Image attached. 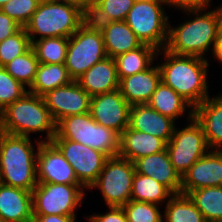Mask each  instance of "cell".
<instances>
[{"instance_id":"obj_1","label":"cell","mask_w":222,"mask_h":222,"mask_svg":"<svg viewBox=\"0 0 222 222\" xmlns=\"http://www.w3.org/2000/svg\"><path fill=\"white\" fill-rule=\"evenodd\" d=\"M163 55L164 62L158 64L161 81L175 90L193 107L201 104L209 94L208 59L197 56L176 55L165 50H158L157 56Z\"/></svg>"},{"instance_id":"obj_2","label":"cell","mask_w":222,"mask_h":222,"mask_svg":"<svg viewBox=\"0 0 222 222\" xmlns=\"http://www.w3.org/2000/svg\"><path fill=\"white\" fill-rule=\"evenodd\" d=\"M210 6L212 5L199 10L182 11L187 18L193 17L185 19V22L179 23L175 28L169 21L164 49L176 55L207 59V53L212 52L218 34L216 7L210 10Z\"/></svg>"},{"instance_id":"obj_3","label":"cell","mask_w":222,"mask_h":222,"mask_svg":"<svg viewBox=\"0 0 222 222\" xmlns=\"http://www.w3.org/2000/svg\"><path fill=\"white\" fill-rule=\"evenodd\" d=\"M31 139L0 131V183L31 192L37 186V153L42 140L35 137L34 145Z\"/></svg>"},{"instance_id":"obj_4","label":"cell","mask_w":222,"mask_h":222,"mask_svg":"<svg viewBox=\"0 0 222 222\" xmlns=\"http://www.w3.org/2000/svg\"><path fill=\"white\" fill-rule=\"evenodd\" d=\"M0 131L24 137L46 132L45 138L40 135L42 142H51L56 134V122L42 96L26 92L0 111Z\"/></svg>"},{"instance_id":"obj_5","label":"cell","mask_w":222,"mask_h":222,"mask_svg":"<svg viewBox=\"0 0 222 222\" xmlns=\"http://www.w3.org/2000/svg\"><path fill=\"white\" fill-rule=\"evenodd\" d=\"M87 19L88 14L75 4L42 0L24 28L31 43L49 37L69 38Z\"/></svg>"},{"instance_id":"obj_6","label":"cell","mask_w":222,"mask_h":222,"mask_svg":"<svg viewBox=\"0 0 222 222\" xmlns=\"http://www.w3.org/2000/svg\"><path fill=\"white\" fill-rule=\"evenodd\" d=\"M53 138L69 139L104 153L107 157L119 155L120 134L99 125L90 112L70 115L56 124Z\"/></svg>"},{"instance_id":"obj_7","label":"cell","mask_w":222,"mask_h":222,"mask_svg":"<svg viewBox=\"0 0 222 222\" xmlns=\"http://www.w3.org/2000/svg\"><path fill=\"white\" fill-rule=\"evenodd\" d=\"M166 12L159 0H135L124 21L143 44L162 50L168 38L170 17Z\"/></svg>"},{"instance_id":"obj_8","label":"cell","mask_w":222,"mask_h":222,"mask_svg":"<svg viewBox=\"0 0 222 222\" xmlns=\"http://www.w3.org/2000/svg\"><path fill=\"white\" fill-rule=\"evenodd\" d=\"M68 41L64 64L73 81L78 80L95 63L107 57L102 32L88 19L68 38Z\"/></svg>"},{"instance_id":"obj_9","label":"cell","mask_w":222,"mask_h":222,"mask_svg":"<svg viewBox=\"0 0 222 222\" xmlns=\"http://www.w3.org/2000/svg\"><path fill=\"white\" fill-rule=\"evenodd\" d=\"M86 189L81 184L38 183L32 190L33 216H77Z\"/></svg>"},{"instance_id":"obj_10","label":"cell","mask_w":222,"mask_h":222,"mask_svg":"<svg viewBox=\"0 0 222 222\" xmlns=\"http://www.w3.org/2000/svg\"><path fill=\"white\" fill-rule=\"evenodd\" d=\"M134 162L121 156L108 157L97 180L88 190L99 189L107 207H123L131 200Z\"/></svg>"},{"instance_id":"obj_11","label":"cell","mask_w":222,"mask_h":222,"mask_svg":"<svg viewBox=\"0 0 222 222\" xmlns=\"http://www.w3.org/2000/svg\"><path fill=\"white\" fill-rule=\"evenodd\" d=\"M187 121L184 128H175L166 146L170 161L181 177L198 159L211 150L201 125L194 117Z\"/></svg>"},{"instance_id":"obj_12","label":"cell","mask_w":222,"mask_h":222,"mask_svg":"<svg viewBox=\"0 0 222 222\" xmlns=\"http://www.w3.org/2000/svg\"><path fill=\"white\" fill-rule=\"evenodd\" d=\"M70 163L78 182L87 190L97 180L107 156L84 144L63 138H53L51 141Z\"/></svg>"},{"instance_id":"obj_13","label":"cell","mask_w":222,"mask_h":222,"mask_svg":"<svg viewBox=\"0 0 222 222\" xmlns=\"http://www.w3.org/2000/svg\"><path fill=\"white\" fill-rule=\"evenodd\" d=\"M42 98L56 124L67 116L90 112L91 96L77 81L48 91Z\"/></svg>"},{"instance_id":"obj_14","label":"cell","mask_w":222,"mask_h":222,"mask_svg":"<svg viewBox=\"0 0 222 222\" xmlns=\"http://www.w3.org/2000/svg\"><path fill=\"white\" fill-rule=\"evenodd\" d=\"M131 105L117 89L91 97L90 114L99 124L121 134L129 124Z\"/></svg>"},{"instance_id":"obj_15","label":"cell","mask_w":222,"mask_h":222,"mask_svg":"<svg viewBox=\"0 0 222 222\" xmlns=\"http://www.w3.org/2000/svg\"><path fill=\"white\" fill-rule=\"evenodd\" d=\"M38 183L80 184L74 169L52 142H41L37 153Z\"/></svg>"},{"instance_id":"obj_16","label":"cell","mask_w":222,"mask_h":222,"mask_svg":"<svg viewBox=\"0 0 222 222\" xmlns=\"http://www.w3.org/2000/svg\"><path fill=\"white\" fill-rule=\"evenodd\" d=\"M222 186V150H210L181 177V193L204 187Z\"/></svg>"},{"instance_id":"obj_17","label":"cell","mask_w":222,"mask_h":222,"mask_svg":"<svg viewBox=\"0 0 222 222\" xmlns=\"http://www.w3.org/2000/svg\"><path fill=\"white\" fill-rule=\"evenodd\" d=\"M175 123L173 119L158 113L148 104L130 107L128 127L163 139L166 143L174 134Z\"/></svg>"},{"instance_id":"obj_18","label":"cell","mask_w":222,"mask_h":222,"mask_svg":"<svg viewBox=\"0 0 222 222\" xmlns=\"http://www.w3.org/2000/svg\"><path fill=\"white\" fill-rule=\"evenodd\" d=\"M134 166L137 173L152 177L173 194L181 193V176L174 169L167 150L138 158Z\"/></svg>"},{"instance_id":"obj_19","label":"cell","mask_w":222,"mask_h":222,"mask_svg":"<svg viewBox=\"0 0 222 222\" xmlns=\"http://www.w3.org/2000/svg\"><path fill=\"white\" fill-rule=\"evenodd\" d=\"M161 82L158 64L148 69L119 80V90L125 100L131 105L147 104L155 89Z\"/></svg>"},{"instance_id":"obj_20","label":"cell","mask_w":222,"mask_h":222,"mask_svg":"<svg viewBox=\"0 0 222 222\" xmlns=\"http://www.w3.org/2000/svg\"><path fill=\"white\" fill-rule=\"evenodd\" d=\"M193 117L203 128L211 150H222V93L194 107Z\"/></svg>"},{"instance_id":"obj_21","label":"cell","mask_w":222,"mask_h":222,"mask_svg":"<svg viewBox=\"0 0 222 222\" xmlns=\"http://www.w3.org/2000/svg\"><path fill=\"white\" fill-rule=\"evenodd\" d=\"M0 217L5 222H33L31 191L0 183Z\"/></svg>"},{"instance_id":"obj_22","label":"cell","mask_w":222,"mask_h":222,"mask_svg":"<svg viewBox=\"0 0 222 222\" xmlns=\"http://www.w3.org/2000/svg\"><path fill=\"white\" fill-rule=\"evenodd\" d=\"M76 81L91 97L119 89L115 59L106 57L95 63Z\"/></svg>"},{"instance_id":"obj_23","label":"cell","mask_w":222,"mask_h":222,"mask_svg":"<svg viewBox=\"0 0 222 222\" xmlns=\"http://www.w3.org/2000/svg\"><path fill=\"white\" fill-rule=\"evenodd\" d=\"M92 24L97 25L102 32L107 57L114 59L143 44L124 20Z\"/></svg>"},{"instance_id":"obj_24","label":"cell","mask_w":222,"mask_h":222,"mask_svg":"<svg viewBox=\"0 0 222 222\" xmlns=\"http://www.w3.org/2000/svg\"><path fill=\"white\" fill-rule=\"evenodd\" d=\"M167 143L151 134L127 127L119 139V156L134 162L143 156L166 150Z\"/></svg>"},{"instance_id":"obj_25","label":"cell","mask_w":222,"mask_h":222,"mask_svg":"<svg viewBox=\"0 0 222 222\" xmlns=\"http://www.w3.org/2000/svg\"><path fill=\"white\" fill-rule=\"evenodd\" d=\"M147 104L158 113L170 117L174 121H178V118L182 116L184 117L186 113H188V120L193 118L194 107L175 90L165 85L162 81L151 95V98Z\"/></svg>"},{"instance_id":"obj_26","label":"cell","mask_w":222,"mask_h":222,"mask_svg":"<svg viewBox=\"0 0 222 222\" xmlns=\"http://www.w3.org/2000/svg\"><path fill=\"white\" fill-rule=\"evenodd\" d=\"M157 53L155 47L142 44L137 49L115 57L119 80L148 69L156 61Z\"/></svg>"},{"instance_id":"obj_27","label":"cell","mask_w":222,"mask_h":222,"mask_svg":"<svg viewBox=\"0 0 222 222\" xmlns=\"http://www.w3.org/2000/svg\"><path fill=\"white\" fill-rule=\"evenodd\" d=\"M173 195L166 186L152 177L135 172L132 180L131 200L153 203L161 207Z\"/></svg>"},{"instance_id":"obj_28","label":"cell","mask_w":222,"mask_h":222,"mask_svg":"<svg viewBox=\"0 0 222 222\" xmlns=\"http://www.w3.org/2000/svg\"><path fill=\"white\" fill-rule=\"evenodd\" d=\"M73 81L65 64L39 63L35 79L28 92L42 96L48 91L64 86Z\"/></svg>"},{"instance_id":"obj_29","label":"cell","mask_w":222,"mask_h":222,"mask_svg":"<svg viewBox=\"0 0 222 222\" xmlns=\"http://www.w3.org/2000/svg\"><path fill=\"white\" fill-rule=\"evenodd\" d=\"M188 196L203 214L206 222H222V186L193 190Z\"/></svg>"},{"instance_id":"obj_30","label":"cell","mask_w":222,"mask_h":222,"mask_svg":"<svg viewBox=\"0 0 222 222\" xmlns=\"http://www.w3.org/2000/svg\"><path fill=\"white\" fill-rule=\"evenodd\" d=\"M164 207L163 222H206L203 214L186 194H174Z\"/></svg>"},{"instance_id":"obj_31","label":"cell","mask_w":222,"mask_h":222,"mask_svg":"<svg viewBox=\"0 0 222 222\" xmlns=\"http://www.w3.org/2000/svg\"><path fill=\"white\" fill-rule=\"evenodd\" d=\"M135 0H94L88 13L91 23L123 21L133 6Z\"/></svg>"},{"instance_id":"obj_32","label":"cell","mask_w":222,"mask_h":222,"mask_svg":"<svg viewBox=\"0 0 222 222\" xmlns=\"http://www.w3.org/2000/svg\"><path fill=\"white\" fill-rule=\"evenodd\" d=\"M68 44V38L49 37L33 41L32 48L39 63L64 64L67 55Z\"/></svg>"},{"instance_id":"obj_33","label":"cell","mask_w":222,"mask_h":222,"mask_svg":"<svg viewBox=\"0 0 222 222\" xmlns=\"http://www.w3.org/2000/svg\"><path fill=\"white\" fill-rule=\"evenodd\" d=\"M39 61L31 47L26 53L17 56L3 68L18 82L29 89L35 79Z\"/></svg>"},{"instance_id":"obj_34","label":"cell","mask_w":222,"mask_h":222,"mask_svg":"<svg viewBox=\"0 0 222 222\" xmlns=\"http://www.w3.org/2000/svg\"><path fill=\"white\" fill-rule=\"evenodd\" d=\"M31 47L30 38L22 27L17 33L0 42V67L26 53Z\"/></svg>"},{"instance_id":"obj_35","label":"cell","mask_w":222,"mask_h":222,"mask_svg":"<svg viewBox=\"0 0 222 222\" xmlns=\"http://www.w3.org/2000/svg\"><path fill=\"white\" fill-rule=\"evenodd\" d=\"M128 222H163L159 205L130 200L122 207Z\"/></svg>"},{"instance_id":"obj_36","label":"cell","mask_w":222,"mask_h":222,"mask_svg":"<svg viewBox=\"0 0 222 222\" xmlns=\"http://www.w3.org/2000/svg\"><path fill=\"white\" fill-rule=\"evenodd\" d=\"M28 89L0 67V111L21 98Z\"/></svg>"},{"instance_id":"obj_37","label":"cell","mask_w":222,"mask_h":222,"mask_svg":"<svg viewBox=\"0 0 222 222\" xmlns=\"http://www.w3.org/2000/svg\"><path fill=\"white\" fill-rule=\"evenodd\" d=\"M41 1L42 0H10L3 5L0 10L22 27H25Z\"/></svg>"},{"instance_id":"obj_38","label":"cell","mask_w":222,"mask_h":222,"mask_svg":"<svg viewBox=\"0 0 222 222\" xmlns=\"http://www.w3.org/2000/svg\"><path fill=\"white\" fill-rule=\"evenodd\" d=\"M109 211L105 214L93 213V215H86L89 222H128L126 213L122 207H108Z\"/></svg>"},{"instance_id":"obj_39","label":"cell","mask_w":222,"mask_h":222,"mask_svg":"<svg viewBox=\"0 0 222 222\" xmlns=\"http://www.w3.org/2000/svg\"><path fill=\"white\" fill-rule=\"evenodd\" d=\"M162 4H164L168 8L172 7L177 8L178 10H199L203 9L210 4H212V0H159Z\"/></svg>"},{"instance_id":"obj_40","label":"cell","mask_w":222,"mask_h":222,"mask_svg":"<svg viewBox=\"0 0 222 222\" xmlns=\"http://www.w3.org/2000/svg\"><path fill=\"white\" fill-rule=\"evenodd\" d=\"M22 26L0 10V42L17 33Z\"/></svg>"},{"instance_id":"obj_41","label":"cell","mask_w":222,"mask_h":222,"mask_svg":"<svg viewBox=\"0 0 222 222\" xmlns=\"http://www.w3.org/2000/svg\"><path fill=\"white\" fill-rule=\"evenodd\" d=\"M33 222H76V216L46 215L33 216Z\"/></svg>"},{"instance_id":"obj_42","label":"cell","mask_w":222,"mask_h":222,"mask_svg":"<svg viewBox=\"0 0 222 222\" xmlns=\"http://www.w3.org/2000/svg\"><path fill=\"white\" fill-rule=\"evenodd\" d=\"M62 2L72 3L80 7L82 10H84L87 14L91 11L94 0H58Z\"/></svg>"},{"instance_id":"obj_43","label":"cell","mask_w":222,"mask_h":222,"mask_svg":"<svg viewBox=\"0 0 222 222\" xmlns=\"http://www.w3.org/2000/svg\"><path fill=\"white\" fill-rule=\"evenodd\" d=\"M214 55V56H213ZM212 56L222 65V35H217V40L212 49Z\"/></svg>"},{"instance_id":"obj_44","label":"cell","mask_w":222,"mask_h":222,"mask_svg":"<svg viewBox=\"0 0 222 222\" xmlns=\"http://www.w3.org/2000/svg\"><path fill=\"white\" fill-rule=\"evenodd\" d=\"M217 15V35H222V4L216 8Z\"/></svg>"},{"instance_id":"obj_45","label":"cell","mask_w":222,"mask_h":222,"mask_svg":"<svg viewBox=\"0 0 222 222\" xmlns=\"http://www.w3.org/2000/svg\"><path fill=\"white\" fill-rule=\"evenodd\" d=\"M10 0H0V9L3 5H5L7 2H9Z\"/></svg>"}]
</instances>
